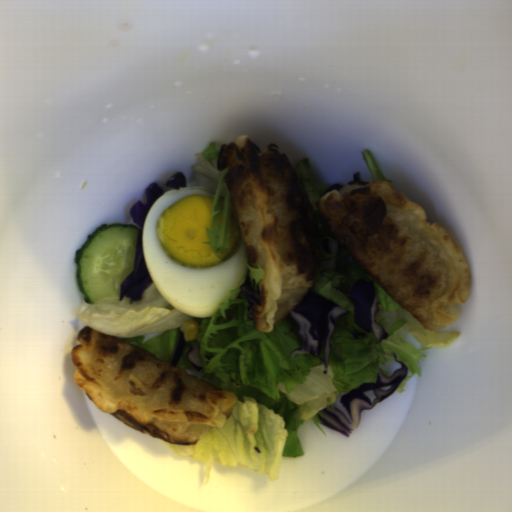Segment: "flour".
<instances>
[{
    "label": "flour",
    "instance_id": "flour-1",
    "mask_svg": "<svg viewBox=\"0 0 512 512\" xmlns=\"http://www.w3.org/2000/svg\"><path fill=\"white\" fill-rule=\"evenodd\" d=\"M341 247L425 330L450 326L467 303L472 271L448 230L387 180L350 181L320 197Z\"/></svg>",
    "mask_w": 512,
    "mask_h": 512
},
{
    "label": "flour",
    "instance_id": "flour-2",
    "mask_svg": "<svg viewBox=\"0 0 512 512\" xmlns=\"http://www.w3.org/2000/svg\"><path fill=\"white\" fill-rule=\"evenodd\" d=\"M260 148L249 135L222 144L217 170L239 224L248 266L264 271L253 323L262 333L286 318L313 285L321 264L317 219L310 198L285 153Z\"/></svg>",
    "mask_w": 512,
    "mask_h": 512
},
{
    "label": "flour",
    "instance_id": "flour-3",
    "mask_svg": "<svg viewBox=\"0 0 512 512\" xmlns=\"http://www.w3.org/2000/svg\"><path fill=\"white\" fill-rule=\"evenodd\" d=\"M70 359L72 376L93 405L130 428L176 445L197 444L223 412L238 401L233 392L173 366L147 349L85 325Z\"/></svg>",
    "mask_w": 512,
    "mask_h": 512
}]
</instances>
